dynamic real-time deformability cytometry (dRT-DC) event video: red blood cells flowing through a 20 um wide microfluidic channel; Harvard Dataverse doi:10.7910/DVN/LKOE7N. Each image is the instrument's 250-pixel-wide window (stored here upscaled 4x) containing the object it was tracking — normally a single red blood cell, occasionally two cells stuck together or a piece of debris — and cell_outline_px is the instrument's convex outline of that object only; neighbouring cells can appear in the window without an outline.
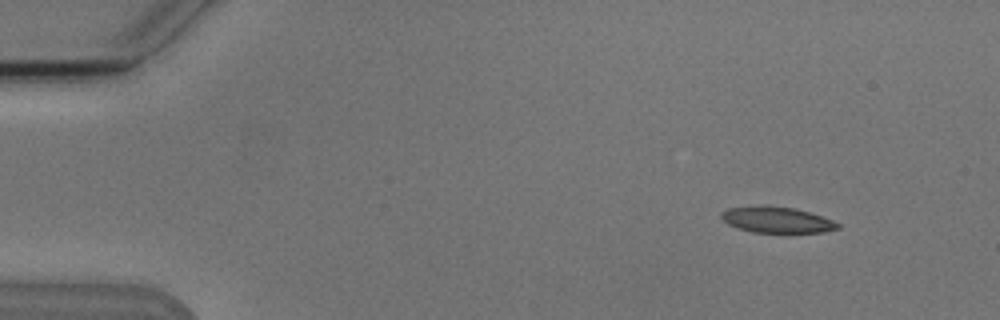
{"species": "Egyptian fruit bat (a non-hibernating species)", "species_latin": "Rousettus aegyptiacus", "temperature_condition": "cold", "stored_images_in_passage": 3, "camera_frame_rate_fps": 3000, "um_per_image_px": 0.085, "animal": {"sex": "male"}, "frame": {"image": 1, "passage_image": 3, "time_ms": 2.333, "image_size_px": [1000, 320], "cell_outline_px": [[840, 228], [824, 232], [752, 232], [728, 224], [720, 216], [728, 208], [792, 208], [808, 212], [832, 220], [840, 224]], "centroid_in_image_um": [66.1, 18.73], "position_along_channel_um": 18.9, "area_um2": 16.53}}